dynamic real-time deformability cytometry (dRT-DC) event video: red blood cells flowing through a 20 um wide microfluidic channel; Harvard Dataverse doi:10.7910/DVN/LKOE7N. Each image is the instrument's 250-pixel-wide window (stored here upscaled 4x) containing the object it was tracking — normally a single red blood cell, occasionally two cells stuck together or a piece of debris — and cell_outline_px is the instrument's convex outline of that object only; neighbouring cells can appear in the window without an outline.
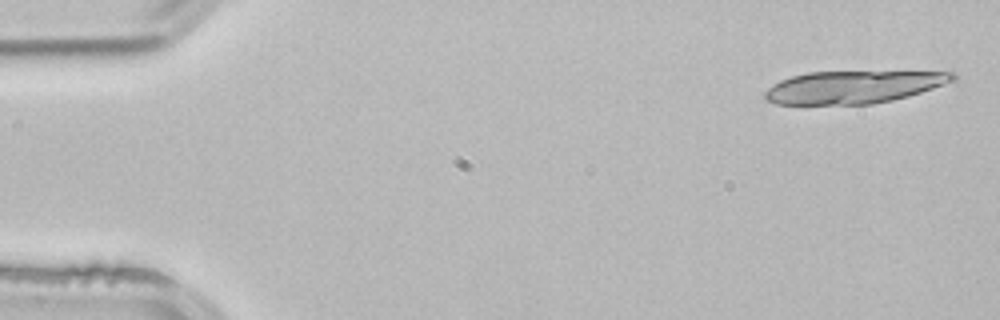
{"species": "common noctule bat (a hibernating species)", "species_latin": "Nyctalus noctula", "temperature_condition": "room temperature", "stored_images_in_passage": 17, "camera_frame_rate_fps": 3000, "um_per_image_px": 0.085, "animal": {"sex": "male", "body_mass_g": 21.5, "forearm_length_mm": 52.0}, "frame": {"image": 1, "passage_image": 1, "time_ms": 0.0, "image_size_px": [1000, 320], "cell_outline_px": [[952, 76], [948, 80], [940, 84], [904, 96], [888, 100], [864, 104], [780, 104], [768, 100], [768, 92], [776, 84], [784, 80], [796, 76], [816, 72], [944, 72]], "centroid_in_image_um": [72.45, 7.4], "position_along_channel_um": 12.6, "area_um2": 33.23}}